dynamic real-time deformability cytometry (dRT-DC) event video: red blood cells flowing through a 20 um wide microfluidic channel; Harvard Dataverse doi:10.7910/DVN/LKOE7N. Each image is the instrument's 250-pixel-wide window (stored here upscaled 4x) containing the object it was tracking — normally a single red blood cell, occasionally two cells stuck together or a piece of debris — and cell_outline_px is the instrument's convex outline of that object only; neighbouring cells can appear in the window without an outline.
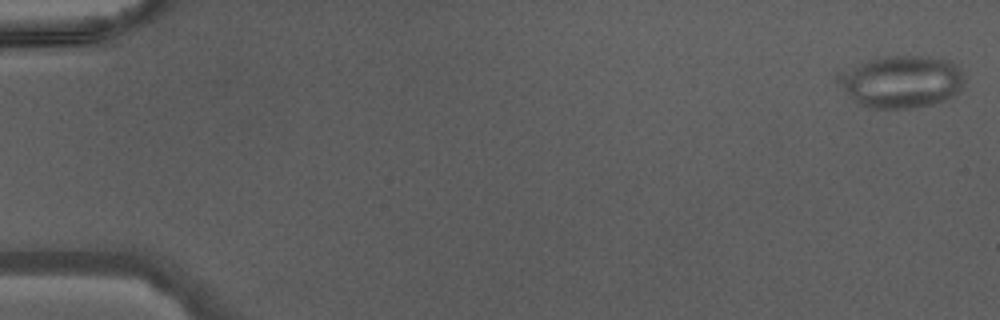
{"species": "Egyptian fruit bat (a non-hibernating species)", "species_latin": "Rousettus aegyptiacus", "temperature_condition": "warm", "stored_images_in_passage": 46, "camera_frame_rate_fps": 3000, "um_per_image_px": 0.085, "animal": {"sex": "male"}, "frame": {"image": 1, "passage_image": 1, "time_ms": 0.0, "image_size_px": [1000, 320], "cell_outline_px": [[964, 84], [960, 92], [944, 100], [932, 104], [912, 108], [868, 108], [852, 100], [848, 92], [848, 76], [852, 68], [868, 60], [888, 56], [920, 56], [952, 60], [960, 68], [964, 76]], "centroid_in_image_um": [76.86, 6.95], "position_along_channel_um": 8.1, "area_um2": 36.93}}